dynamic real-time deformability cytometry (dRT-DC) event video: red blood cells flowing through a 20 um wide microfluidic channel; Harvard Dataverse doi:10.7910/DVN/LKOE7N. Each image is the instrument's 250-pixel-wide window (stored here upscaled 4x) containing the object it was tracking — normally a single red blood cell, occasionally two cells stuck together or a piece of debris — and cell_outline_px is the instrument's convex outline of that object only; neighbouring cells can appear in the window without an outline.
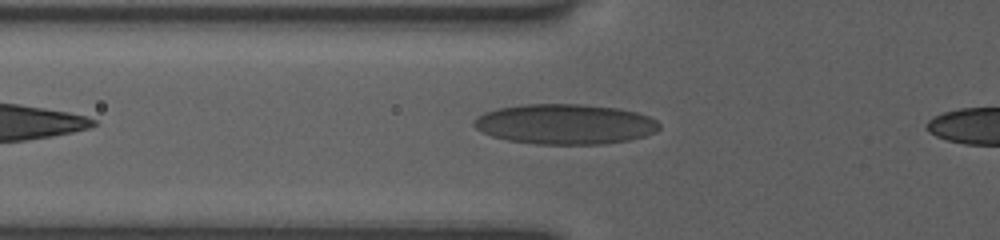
{"species": "human", "species_latin": "Homo sapiens", "temperature_condition": "room temperature", "stored_images_in_passage": 33, "camera_frame_rate_fps": 3000, "um_per_image_px": 0.085, "donor": {"sex": "female"}, "frame": {"image": 1, "passage_image": 5, "time_ms": 1.333, "image_size_px": [1000, 240], "cell_outline_px": [[660, 128], [656, 132], [644, 136], [628, 140], [604, 144], [536, 144], [508, 140], [492, 136], [476, 128], [472, 124], [472, 120], [476, 116], [484, 112], [500, 108], [524, 104], [584, 104], [620, 108], [636, 112], [648, 116], [656, 120], [660, 124]], "centroid_in_image_um": [48.03, 10.54], "position_along_channel_um": 77.8, "area_um2": 43.58}}
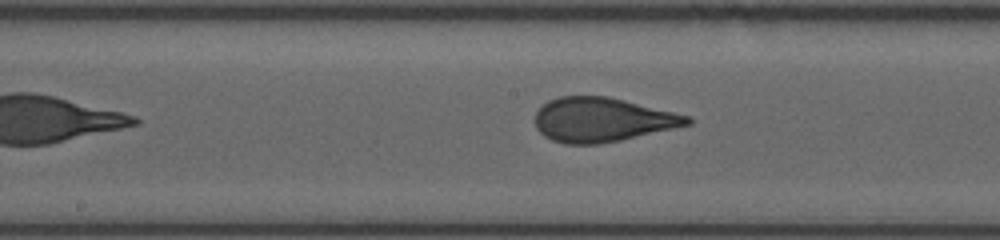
{"frame": {"image": 2, "passage_image": 14, "time_ms": 4.333, "image_size_px": [1000, 240], "cell_outline_px": [[692, 124], [620, 140], [596, 144], [564, 144], [552, 140], [544, 136], [536, 128], [536, 112], [548, 100], [560, 96], [608, 96], [688, 116], [692, 120]], "centroid_in_image_um": [51.15, 10.18], "position_along_channel_um": 197.0, "area_um2": 38.84}}
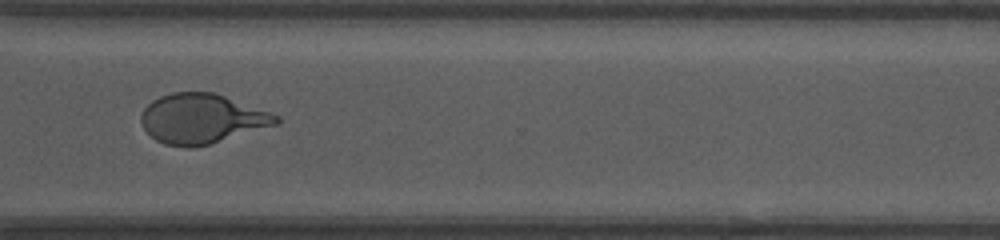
{"frame": {"image": 3, "passage_image": 26, "time_ms": 8.333, "image_size_px": [1000, 240], "cell_outline_px": [[280, 120], [276, 124], [208, 144], [192, 148], [188, 148], [164, 144], [156, 140], [144, 128], [140, 120], [140, 116], [144, 108], [152, 100], [160, 96], [172, 92], [216, 92], [272, 112], [280, 116]], "centroid_in_image_um": [17.15, 10.07], "position_along_channel_um": 353.5, "area_um2": 39.07}}